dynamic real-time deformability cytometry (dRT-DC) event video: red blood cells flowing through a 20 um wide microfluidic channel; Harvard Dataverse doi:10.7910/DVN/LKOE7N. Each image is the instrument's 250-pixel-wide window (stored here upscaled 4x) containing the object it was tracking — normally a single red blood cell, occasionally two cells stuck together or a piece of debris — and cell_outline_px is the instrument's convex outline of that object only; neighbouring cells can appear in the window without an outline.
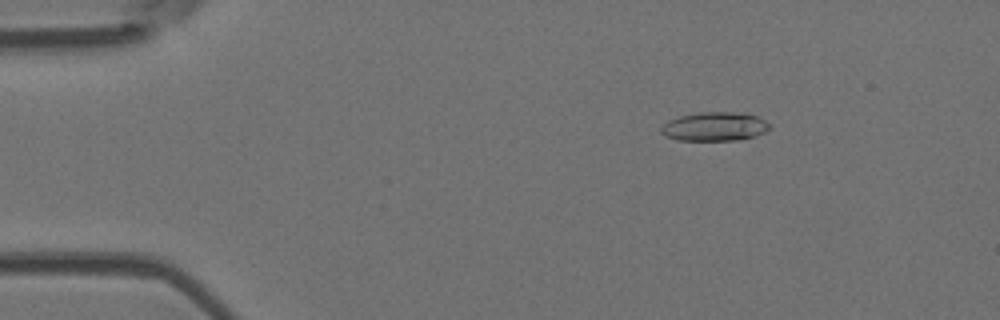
{"species": "Egyptian fruit bat (a non-hibernating species)", "species_latin": "Rousettus aegyptiacus", "temperature_condition": "room temperature", "stored_images_in_passage": 51, "camera_frame_rate_fps": 3000, "um_per_image_px": 0.085, "animal": {"sex": "female"}, "frame": {"image": 1, "passage_image": 5, "time_ms": 1.333, "image_size_px": [1000, 320], "cell_outline_px": [[772, 128], [764, 132], [752, 136], [736, 140], [676, 140], [664, 136], [660, 132], [660, 128], [668, 120], [680, 116], [700, 112], [732, 112], [756, 116], [764, 120]], "centroid_in_image_um": [60.68, 10.76], "position_along_channel_um": 24.3, "area_um2": 18.09}}
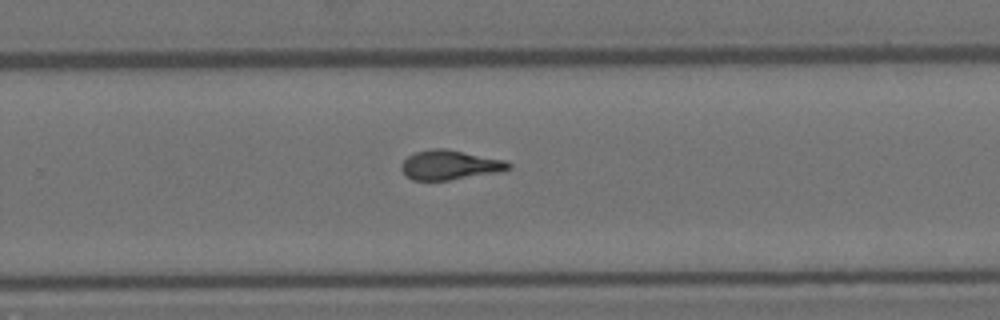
{"frame": {"image": 2, "passage_image": 32, "time_ms": 10.333, "image_size_px": [1000, 320], "cell_outline_px": [[512, 168], [496, 172], [448, 180], [412, 180], [404, 176], [400, 168], [400, 164], [408, 156], [416, 152], [432, 148], [444, 148], [504, 160], [512, 164]], "centroid_in_image_um": [38.17, 14.02], "position_along_channel_um": 291.6, "area_um2": 18.32}}
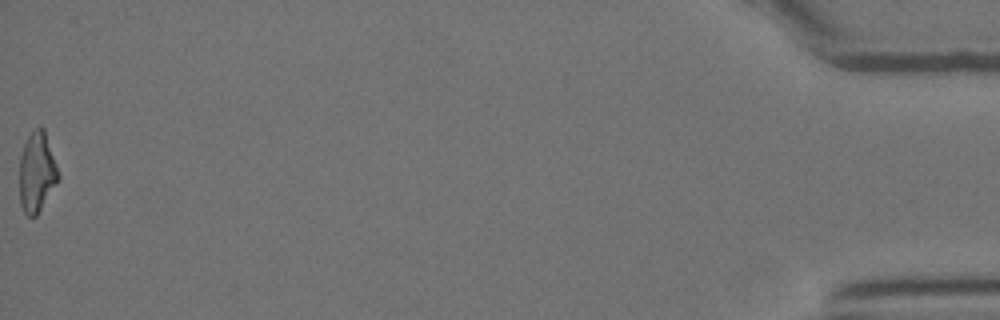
{"frame": {"image": 3, "passage_image": 51, "time_ms": 16.667, "image_size_px": [1000, 320], "cell_outline_px": [[60, 176], [36, 216], [28, 216], [24, 212], [20, 204], [20, 156], [24, 144], [32, 128], [40, 124], [44, 128]], "centroid_in_image_um": [3.12, 14.58], "position_along_channel_um": 432.1, "area_um2": 17.98}, "authors_computed_cell_mechanics": {"area_um2": 18.207, "velocity_mm_per_s": 3.7843, "shape_relaxation_time_tau1_ms": 7.2374, "shape_relaxation_time_tau2_ms": 2.4457, "deformation_change_tau1": 0.221, "deformation_change_tau2": 0.1113}}